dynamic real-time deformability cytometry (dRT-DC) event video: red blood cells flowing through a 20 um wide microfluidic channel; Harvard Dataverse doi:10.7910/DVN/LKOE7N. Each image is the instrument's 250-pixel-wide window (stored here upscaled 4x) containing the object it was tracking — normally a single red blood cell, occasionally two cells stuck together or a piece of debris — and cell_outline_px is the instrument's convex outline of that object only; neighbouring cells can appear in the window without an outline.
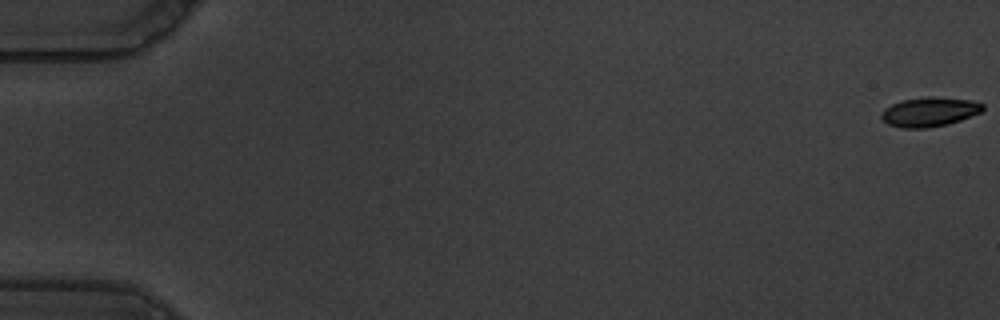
{"species": "common noctule bat (a hibernating species)", "species_latin": "Nyctalus noctula", "temperature_condition": "warm", "stored_images_in_passage": 12, "camera_frame_rate_fps": 3000, "um_per_image_px": 0.085, "animal": {"sex": "male", "body_mass_g": 19.5, "forearm_length_mm": 54.6}, "frame": {"image": 1, "passage_image": 1, "time_ms": 0.0, "image_size_px": [1000, 320], "cell_outline_px": [[984, 108], [980, 112], [960, 120], [948, 124], [928, 128], [904, 128], [888, 124], [880, 116], [880, 112], [884, 108], [892, 104], [904, 100], [932, 96], [968, 100], [984, 104]], "centroid_in_image_um": [78.98, 9.51], "position_along_channel_um": 6.0, "area_um2": 17.17}}